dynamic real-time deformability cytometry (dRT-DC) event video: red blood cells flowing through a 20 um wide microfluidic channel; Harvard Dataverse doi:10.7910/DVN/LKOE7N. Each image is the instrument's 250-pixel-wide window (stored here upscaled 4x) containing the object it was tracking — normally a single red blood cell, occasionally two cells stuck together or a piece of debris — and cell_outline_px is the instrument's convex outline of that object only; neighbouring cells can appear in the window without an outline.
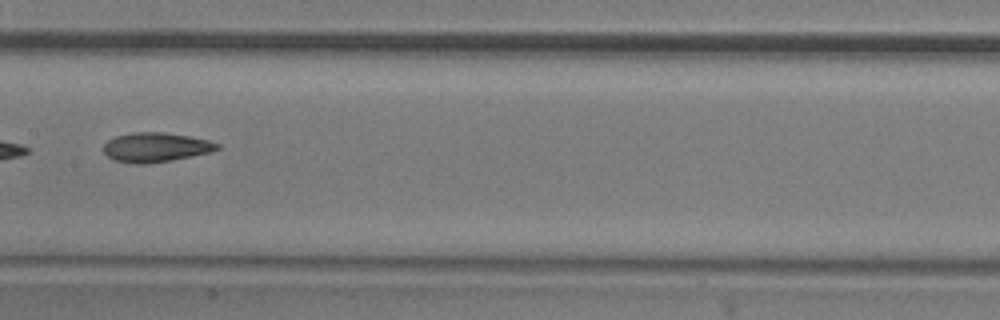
{"species": "common noctule bat (a hibernating species)", "species_latin": "Nyctalus noctula", "temperature_condition": "room temperature", "stored_images_in_passage": 7, "camera_frame_rate_fps": 3000, "um_per_image_px": 0.085, "animal": {"sex": "male", "body_mass_g": 20.5, "forearm_length_mm": 52.5}, "frame": {"image": 1, "passage_image": 5, "time_ms": 1.333, "image_size_px": [1000, 320], "cell_outline_px": [[220, 148], [208, 152], [172, 160], [144, 164], [136, 164], [116, 160], [108, 156], [104, 152], [104, 144], [108, 140], [116, 136], [132, 132], [164, 132], [188, 136], [208, 140], [220, 144]], "centroid_in_image_um": [13.22, 12.51], "position_along_channel_um": 194.2, "area_um2": 19.25}}
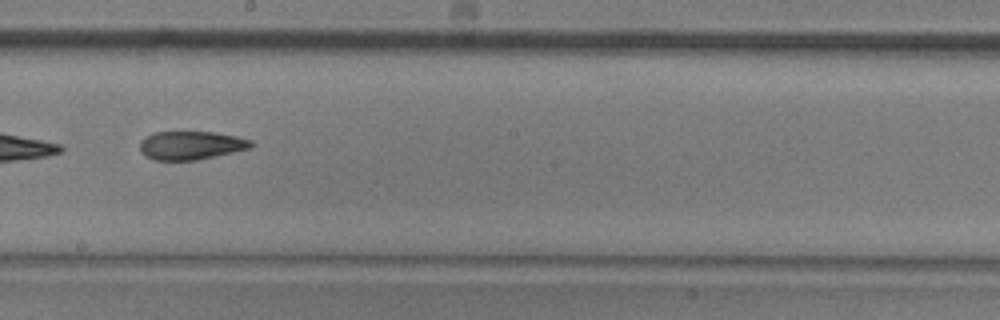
{"frame": {"image": 2, "passage_image": 6, "time_ms": 1.667, "image_size_px": [1000, 320], "cell_outline_px": [[256, 144], [252, 148], [196, 160], [156, 160], [144, 156], [140, 152], [140, 140], [144, 136], [152, 132], [212, 132], [236, 136], [252, 140]], "centroid_in_image_um": [16.22, 12.35], "position_along_channel_um": 232.0, "area_um2": 18.67}}
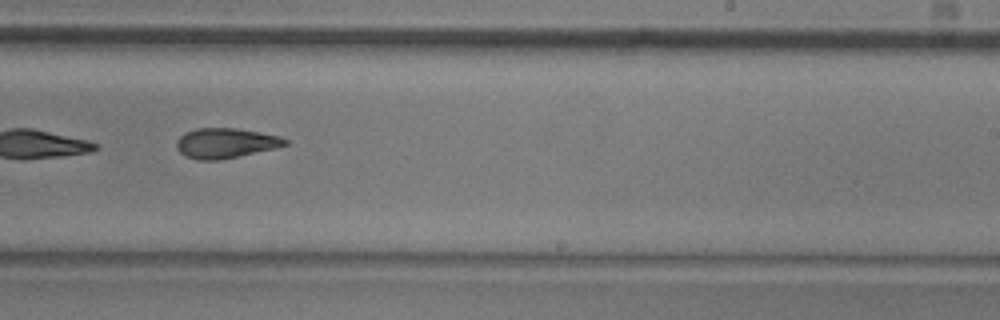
{"frame": {"image": 3, "passage_image": 7, "time_ms": 2.0, "image_size_px": [1000, 320], "cell_outline_px": [[288, 144], [276, 148], [220, 160], [196, 160], [184, 156], [176, 148], [176, 140], [184, 132], [196, 128], [236, 128], [260, 132], [280, 136], [288, 140]], "centroid_in_image_um": [19.15, 12.16], "position_along_channel_um": 269.9, "area_um2": 19.19}}